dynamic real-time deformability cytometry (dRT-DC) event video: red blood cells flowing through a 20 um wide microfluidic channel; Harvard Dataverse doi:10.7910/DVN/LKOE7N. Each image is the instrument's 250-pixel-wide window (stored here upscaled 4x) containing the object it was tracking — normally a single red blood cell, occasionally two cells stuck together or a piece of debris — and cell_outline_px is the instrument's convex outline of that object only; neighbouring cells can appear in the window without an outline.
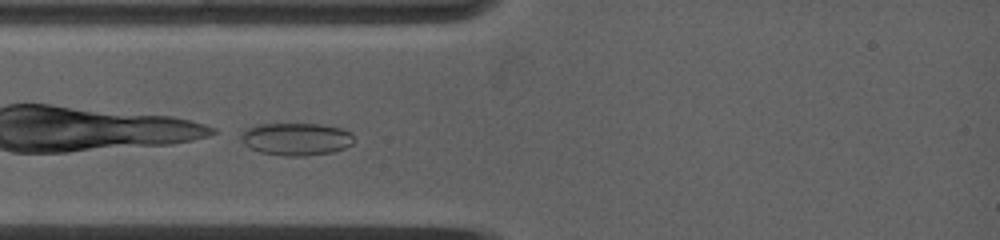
{"species": "common noctule bat (a hibernating species)", "species_latin": "Nyctalus noctula", "temperature_condition": "warm", "stored_images_in_passage": 4, "camera_frame_rate_fps": 5000, "um_per_image_px": 0.085, "animal": {"sex": "female", "body_mass_g": 19.0, "forearm_length_mm": 53.3}, "frame": {"image": 1, "passage_image": 2, "time_ms": 0.2, "image_size_px": [1000, 240], "cell_outline_px": [[352, 144], [344, 148], [332, 152], [304, 156], [284, 156], [260, 152], [244, 144], [240, 136], [240, 132], [244, 128], [256, 124], [320, 124], [340, 128], [352, 132]], "centroid_in_image_um": [25.14, 11.81], "position_along_channel_um": 59.9, "area_um2": 21.5}}